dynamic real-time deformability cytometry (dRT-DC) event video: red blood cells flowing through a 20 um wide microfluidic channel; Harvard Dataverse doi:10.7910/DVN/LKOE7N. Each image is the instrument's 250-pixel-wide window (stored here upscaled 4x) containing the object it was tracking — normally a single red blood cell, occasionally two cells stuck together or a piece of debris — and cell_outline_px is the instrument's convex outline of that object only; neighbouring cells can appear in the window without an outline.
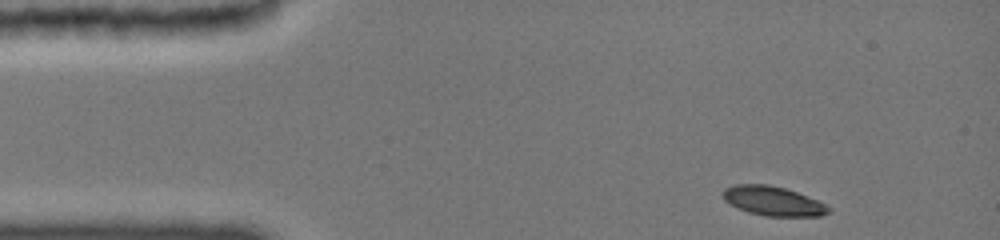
{"species": "common noctule bat (a hibernating species)", "species_latin": "Nyctalus noctula", "temperature_condition": "cold", "stored_images_in_passage": 21, "camera_frame_rate_fps": 3000, "um_per_image_px": 0.085, "animal": {"sex": "female", "body_mass_g": 19.0, "forearm_length_mm": 51.5}, "frame": {"image": 1, "passage_image": 1, "time_ms": 0.0, "image_size_px": [1000, 240], "cell_outline_px": [[832, 208], [828, 212], [820, 216], [764, 216], [748, 212], [736, 208], [724, 200], [720, 192], [724, 188], [732, 184], [768, 184], [784, 188], [796, 192], [816, 200]], "centroid_in_image_um": [65.63, 17.08], "position_along_channel_um": 19.4, "area_um2": 18.15}}
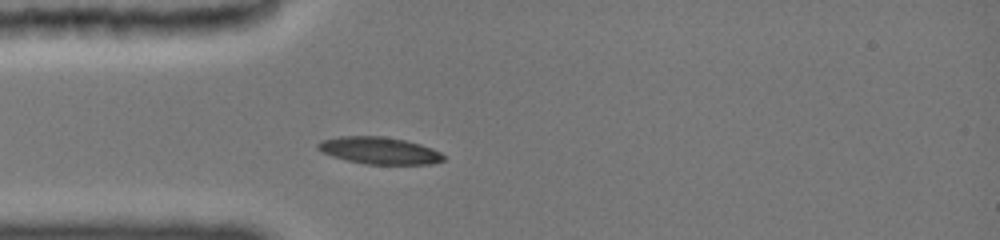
{"frame": {"image": 2, "passage_image": 17, "time_ms": 2.667, "image_size_px": [1000, 240], "cell_outline_px": [[448, 156], [444, 160], [432, 164], [364, 164], [344, 160], [320, 152], [316, 148], [316, 144], [324, 140], [340, 136], [380, 136], [404, 140], [420, 144], [432, 148]], "centroid_in_image_um": [32.24, 12.81], "position_along_channel_um": 52.8, "area_um2": 19.94}}